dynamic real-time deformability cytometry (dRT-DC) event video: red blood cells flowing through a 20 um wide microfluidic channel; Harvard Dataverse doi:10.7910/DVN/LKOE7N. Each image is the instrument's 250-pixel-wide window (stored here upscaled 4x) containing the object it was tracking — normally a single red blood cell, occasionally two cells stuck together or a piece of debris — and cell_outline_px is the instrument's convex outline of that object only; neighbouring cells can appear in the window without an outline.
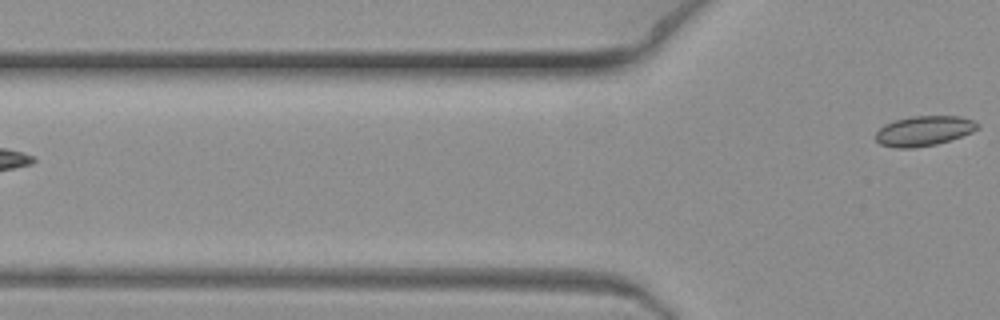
{"species": "common noctule bat (a hibernating species)", "species_latin": "Nyctalus noctula", "temperature_condition": "warm", "stored_images_in_passage": 8, "segment_of_instrument_passage": [2, 2], "camera_frame_rate_fps": 3000, "um_per_image_px": 0.085, "animal": {"sex": "female", "body_mass_g": 19.3, "forearm_length_mm": 54.1}, "frame": {"image": 1, "passage_image": 8, "time_ms": 2.333, "image_size_px": [1000, 320], "cell_outline_px": [[980, 124], [972, 132], [936, 144], [912, 148], [896, 148], [880, 144], [876, 140], [876, 132], [884, 124], [896, 120], [912, 116], [960, 116], [972, 120]], "centroid_in_image_um": [78.5, 11.12], "position_along_channel_um": 47.3, "area_um2": 17.57}}